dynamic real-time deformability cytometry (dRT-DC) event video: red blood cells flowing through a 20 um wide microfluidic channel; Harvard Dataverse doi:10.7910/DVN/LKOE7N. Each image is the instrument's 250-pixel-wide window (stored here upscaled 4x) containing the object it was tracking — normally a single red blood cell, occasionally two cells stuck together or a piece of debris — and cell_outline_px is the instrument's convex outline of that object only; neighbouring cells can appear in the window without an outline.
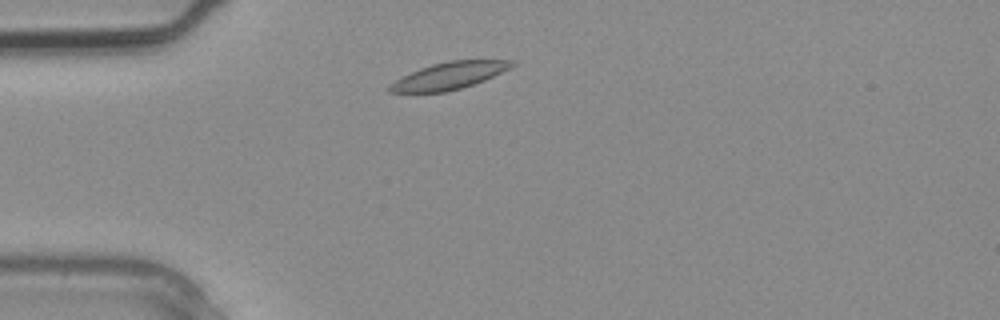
{"species": "common noctule bat (a hibernating species)", "species_latin": "Nyctalus noctula", "temperature_condition": "warm", "stored_images_in_passage": 2, "camera_frame_rate_fps": 3000, "um_per_image_px": 0.085, "animal": {"sex": "male", "body_mass_g": 20.4}, "frame": {"image": 1, "passage_image": 1, "time_ms": 0.0, "image_size_px": [1000, 320], "cell_outline_px": [[516, 64], [512, 68], [484, 80], [460, 88], [444, 92], [388, 92], [388, 88], [396, 80], [420, 68], [432, 64], [448, 60], [516, 60]], "centroid_in_image_um": [38.25, 6.42], "position_along_channel_um": 46.8, "area_um2": 19.02}}